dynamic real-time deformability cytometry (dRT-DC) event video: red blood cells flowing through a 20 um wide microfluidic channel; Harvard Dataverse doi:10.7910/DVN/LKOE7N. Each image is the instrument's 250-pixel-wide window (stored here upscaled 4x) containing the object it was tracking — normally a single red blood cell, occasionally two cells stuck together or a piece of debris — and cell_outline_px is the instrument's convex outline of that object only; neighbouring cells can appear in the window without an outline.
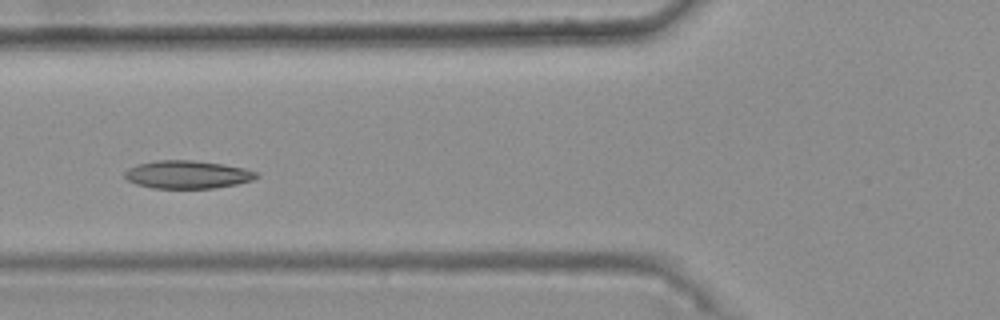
{"species": "common noctule bat (a hibernating species)", "species_latin": "Nyctalus noctula", "temperature_condition": "warm", "stored_images_in_passage": 44, "camera_frame_rate_fps": 3000, "um_per_image_px": 0.085, "animal": {"sex": "female", "body_mass_g": 25.1}, "frame": {"image": 1, "passage_image": 19, "time_ms": 6.0, "image_size_px": [1000, 320], "cell_outline_px": [[260, 176], [252, 180], [236, 184], [212, 188], [152, 188], [136, 184], [128, 180], [124, 176], [124, 172], [128, 168], [140, 164], [156, 160], [192, 160], [224, 164], [244, 168], [256, 172]], "centroid_in_image_um": [15.93, 14.83], "position_along_channel_um": 109.9, "area_um2": 21.39}, "authors_computed_cell_mechanics": {"area_um2": 21.2704, "velocity_mm_per_s": 3.6992, "shape_relaxation_time_tau1_ms": null, "shape_relaxation_time_tau2_ms": 3.5696, "deformation_change_tau1": null, "deformation_change_tau2": 0.0842}}